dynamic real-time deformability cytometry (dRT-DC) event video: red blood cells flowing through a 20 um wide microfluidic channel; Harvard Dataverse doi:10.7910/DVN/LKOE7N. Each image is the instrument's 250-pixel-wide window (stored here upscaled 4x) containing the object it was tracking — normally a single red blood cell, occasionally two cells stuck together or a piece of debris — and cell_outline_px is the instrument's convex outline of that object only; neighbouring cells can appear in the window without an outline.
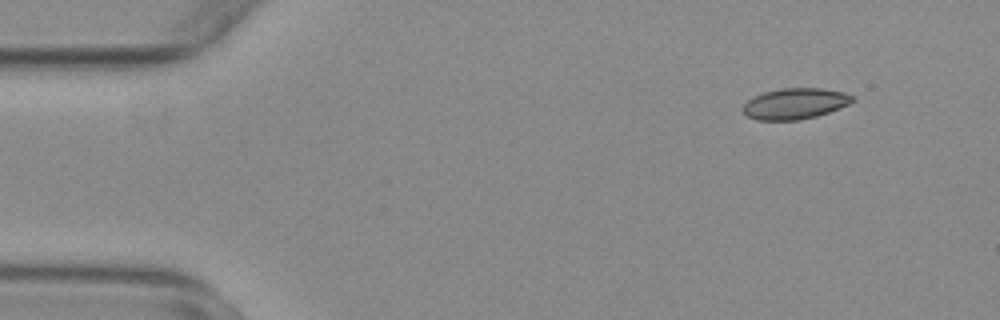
{"species": "common noctule bat (a hibernating species)", "species_latin": "Nyctalus noctula", "temperature_condition": "warm", "stored_images_in_passage": 55, "camera_frame_rate_fps": 3000, "um_per_image_px": 0.085, "animal": {"sex": "female", "body_mass_g": 29.2, "forearm_length_mm": 56.3}, "frame": {"image": 1, "passage_image": 6, "time_ms": 1.667, "image_size_px": [1000, 320], "cell_outline_px": [[856, 100], [848, 104], [828, 112], [816, 116], [800, 120], [756, 120], [748, 116], [744, 112], [744, 104], [752, 96], [764, 92], [780, 88], [820, 88], [844, 92], [856, 96]], "centroid_in_image_um": [67.59, 8.8], "position_along_channel_um": 17.4, "area_um2": 19.77}}
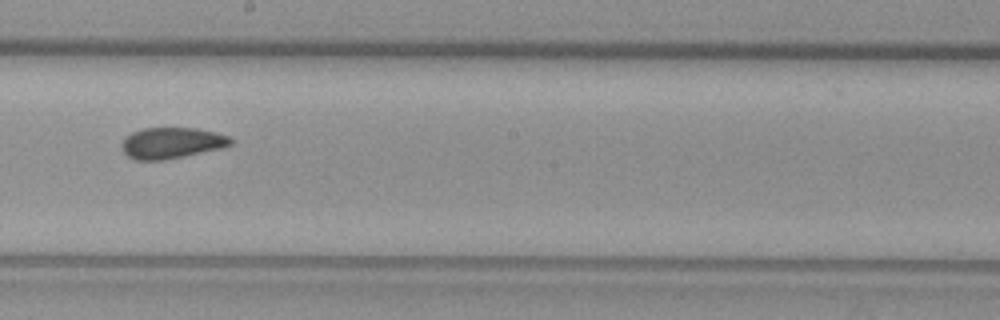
{"frame": {"image": 2, "passage_image": 31, "time_ms": 10.0, "image_size_px": [1000, 320], "cell_outline_px": [[232, 144], [220, 148], [164, 160], [136, 160], [128, 156], [124, 152], [124, 136], [132, 132], [144, 128], [196, 128], [216, 132], [228, 136], [232, 140]], "centroid_in_image_um": [14.59, 12.14], "position_along_channel_um": 233.6, "area_um2": 19.42}}
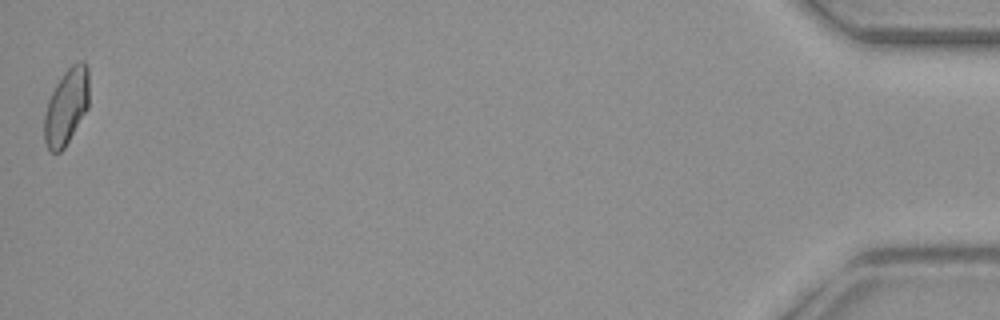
{"frame": {"image": 3, "passage_image": 55, "time_ms": 18.0, "image_size_px": [1000, 320], "cell_outline_px": [[88, 108], [64, 148], [60, 152], [52, 152], [48, 148], [44, 140], [44, 112], [48, 100], [56, 84], [64, 72], [72, 64], [80, 60], [84, 60], [88, 68]], "centroid_in_image_um": [5.64, 9.04], "position_along_channel_um": 429.6, "area_um2": 19.83}, "authors_computed_cell_mechanics": {"area_um2": 19.941, "velocity_mm_per_s": 3.759, "shape_relaxation_time_tau1_ms": null, "shape_relaxation_time_tau2_ms": 1.4975, "deformation_change_tau1": null, "deformation_change_tau2": 0.0771}}